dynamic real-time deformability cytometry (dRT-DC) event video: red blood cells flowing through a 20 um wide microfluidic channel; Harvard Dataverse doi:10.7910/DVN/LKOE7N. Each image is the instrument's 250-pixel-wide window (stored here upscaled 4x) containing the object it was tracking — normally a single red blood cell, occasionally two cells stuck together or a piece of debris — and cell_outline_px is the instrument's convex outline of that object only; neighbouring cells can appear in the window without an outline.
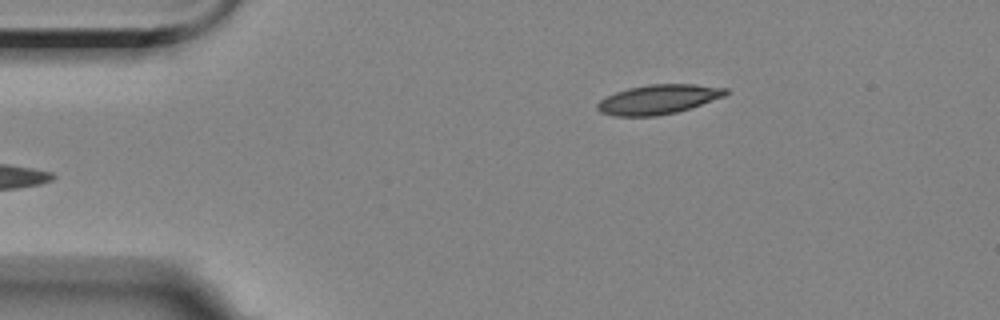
{"species": "Egyptian fruit bat (a non-hibernating species)", "species_latin": "Rousettus aegyptiacus", "temperature_condition": "room temperature", "stored_images_in_passage": 5, "camera_frame_rate_fps": 3000, "um_per_image_px": 0.085, "animal": {"sex": "female"}, "frame": {"image": 1, "passage_image": 5, "time_ms": 4.667, "image_size_px": [1000, 320], "cell_outline_px": [[728, 92], [724, 96], [676, 112], [656, 116], [612, 116], [600, 112], [596, 108], [596, 104], [600, 100], [616, 92], [628, 88], [648, 84], [692, 84], [728, 88]], "centroid_in_image_um": [55.91, 8.44], "position_along_channel_um": 29.1, "area_um2": 21.85}}